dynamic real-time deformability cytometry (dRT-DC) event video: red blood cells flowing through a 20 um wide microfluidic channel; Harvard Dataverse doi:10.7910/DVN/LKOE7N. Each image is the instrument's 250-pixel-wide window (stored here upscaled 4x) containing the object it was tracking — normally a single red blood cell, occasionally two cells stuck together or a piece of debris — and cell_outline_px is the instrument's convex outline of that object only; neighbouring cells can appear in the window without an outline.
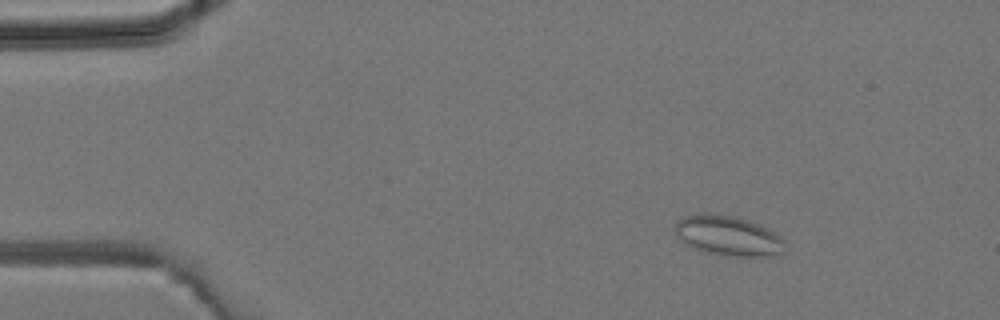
{"species": "common noctule bat (a hibernating species)", "species_latin": "Nyctalus noctula", "temperature_condition": "room temperature", "stored_images_in_passage": 29, "camera_frame_rate_fps": 3000, "um_per_image_px": 0.085, "animal": {"sex": "male", "body_mass_g": 19.2, "forearm_length_mm": 51.8}, "frame": {"image": 1, "passage_image": 5, "time_ms": 1.333, "image_size_px": [1000, 320], "cell_outline_px": [[784, 252], [768, 256], [720, 256], [704, 252], [684, 244], [676, 236], [672, 228], [676, 220], [684, 216], [700, 212], [708, 212], [732, 216], [748, 220], [760, 224], [768, 228], [780, 236], [784, 240]], "centroid_in_image_um": [61.81, 20.02], "position_along_channel_um": 23.2, "area_um2": 26.24}}
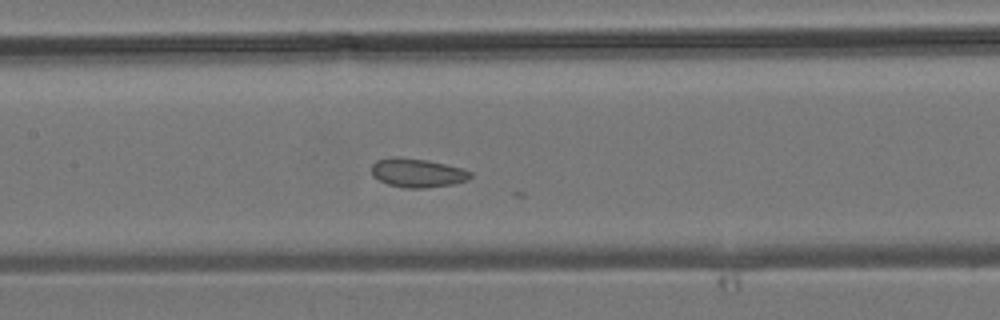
{"frame": {"image": 2, "passage_image": 20, "time_ms": 6.333, "image_size_px": [1000, 320], "cell_outline_px": [[472, 176], [468, 180], [452, 184], [424, 188], [404, 188], [388, 184], [372, 176], [372, 164], [376, 160], [392, 156], [396, 156], [428, 160], [460, 168], [472, 172]], "centroid_in_image_um": [35.45, 14.68], "position_along_channel_um": 171.9, "area_um2": 16.65}}
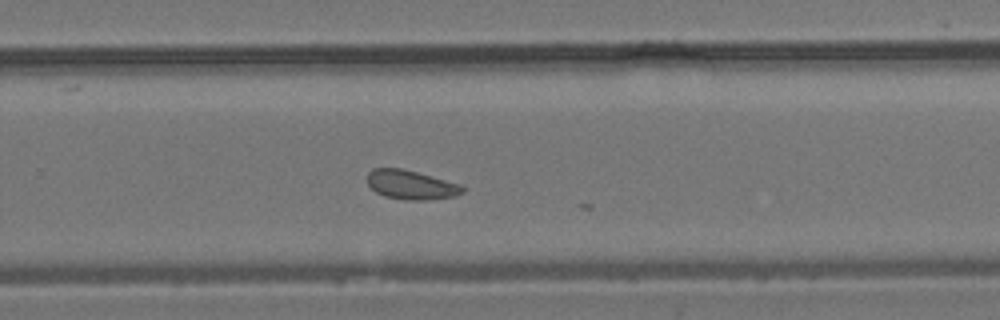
{"frame": {"image": 3, "passage_image": 28, "time_ms": 9.0, "image_size_px": [1000, 320], "cell_outline_px": [[464, 192], [456, 196], [428, 200], [408, 200], [384, 196], [376, 192], [368, 184], [368, 172], [372, 168], [400, 168], [416, 172], [460, 184], [464, 188]], "centroid_in_image_um": [34.94, 15.72], "position_along_channel_um": 294.9, "area_um2": 16.07}}